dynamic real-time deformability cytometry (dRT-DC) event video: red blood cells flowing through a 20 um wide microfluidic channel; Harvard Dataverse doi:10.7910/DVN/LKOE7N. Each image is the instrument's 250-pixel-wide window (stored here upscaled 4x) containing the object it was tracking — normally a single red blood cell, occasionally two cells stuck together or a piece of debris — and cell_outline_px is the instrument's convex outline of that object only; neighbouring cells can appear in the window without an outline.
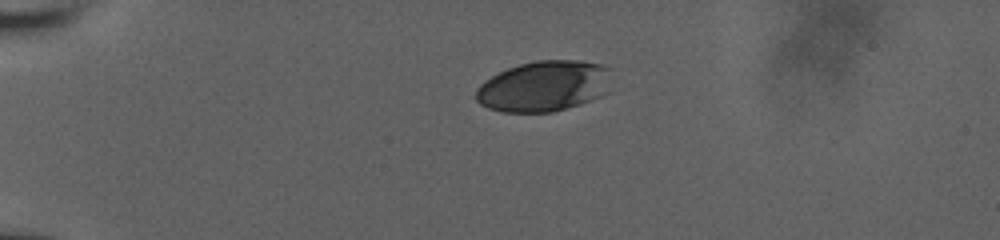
{"species": "human", "species_latin": "Homo sapiens", "temperature_condition": "room temperature", "stored_images_in_passage": 47, "camera_frame_rate_fps": 3000, "um_per_image_px": 0.085, "donor": {"sex": "male"}, "frame": {"image": 1, "passage_image": 1, "time_ms": 0.0, "image_size_px": [1000, 240], "cell_outline_px": [[612, 68], [608, 92], [600, 96], [580, 104], [552, 112], [500, 112], [488, 108], [480, 104], [476, 100], [476, 88], [484, 80], [508, 68], [520, 64], [536, 60], [580, 60], [600, 64]], "centroid_in_image_um": [46.25, 7.32], "position_along_channel_um": 38.7, "area_um2": 40.4}}
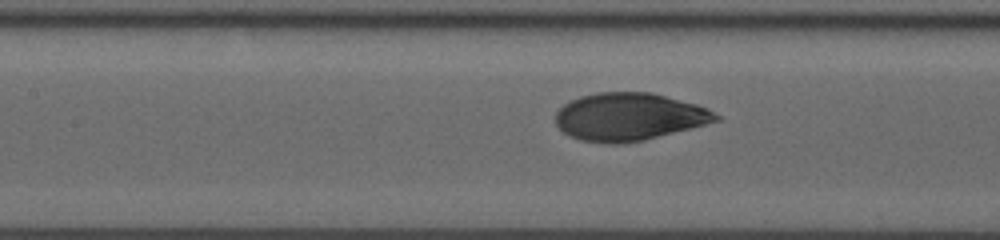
{"frame": {"image": 2, "passage_image": 32, "time_ms": 4.667, "image_size_px": [1000, 240], "cell_outline_px": [[720, 120], [644, 140], [620, 144], [608, 144], [580, 140], [568, 136], [556, 124], [556, 112], [564, 104], [580, 96], [596, 92], [652, 92], [696, 104], [708, 108], [720, 116]], "centroid_in_image_um": [53.45, 9.92], "position_along_channel_um": 153.9, "area_um2": 44.51}}
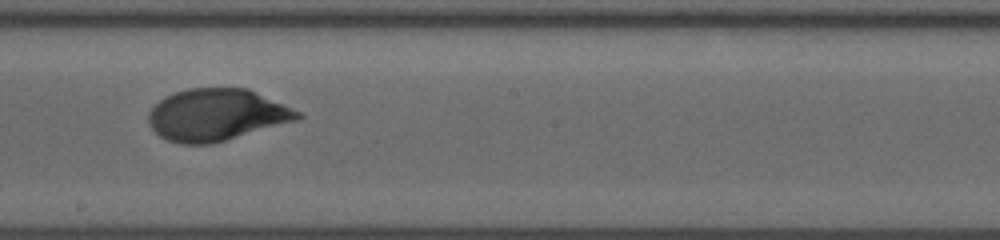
{"frame": {"image": 3, "passage_image": 46, "time_ms": 6.667, "image_size_px": [1000, 240], "cell_outline_px": [[304, 116], [296, 120], [212, 144], [180, 144], [164, 140], [148, 124], [148, 112], [164, 96], [172, 92], [188, 88], [248, 88], [300, 112]], "centroid_in_image_um": [18.35, 9.76], "position_along_channel_um": 229.8, "area_um2": 45.03}}